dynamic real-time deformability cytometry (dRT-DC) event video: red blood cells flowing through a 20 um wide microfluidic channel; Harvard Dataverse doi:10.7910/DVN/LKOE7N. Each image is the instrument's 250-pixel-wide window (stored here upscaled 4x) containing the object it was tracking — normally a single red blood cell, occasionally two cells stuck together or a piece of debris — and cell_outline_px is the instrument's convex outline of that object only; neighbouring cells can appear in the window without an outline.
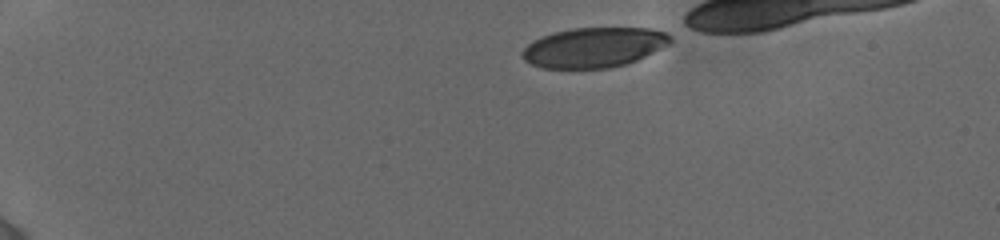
{"species": "human", "species_latin": "Homo sapiens", "temperature_condition": "cold", "stored_images_in_passage": 9, "segment_of_instrument_passage": [1, 2], "camera_frame_rate_fps": 3000, "um_per_image_px": 0.085, "donor": {"sex": "female"}, "frame": {"image": 1, "passage_image": 1, "time_ms": 0.0, "image_size_px": [1000, 240], "cell_outline_px": [[672, 40], [668, 44], [628, 64], [608, 68], [544, 68], [532, 64], [524, 60], [520, 56], [520, 52], [532, 40], [552, 32], [572, 28], [652, 28], [664, 32], [672, 36]], "centroid_in_image_um": [50.44, 4.02], "position_along_channel_um": 34.6, "area_um2": 34.51}}
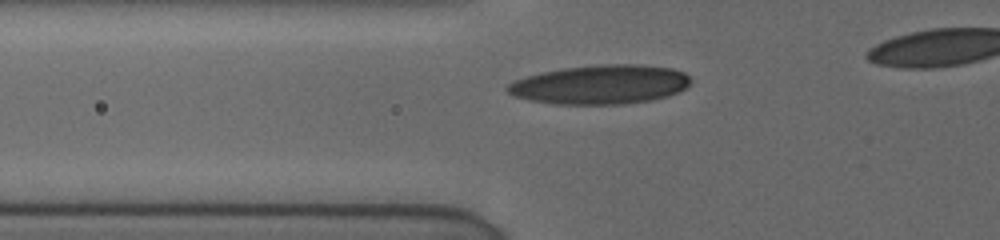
{"frame": {"image": 2, "passage_image": 7, "time_ms": 3.333, "image_size_px": [1000, 240], "cell_outline_px": [[692, 80], [680, 92], [668, 96], [652, 100], [624, 104], [556, 104], [528, 100], [516, 96], [508, 92], [504, 88], [512, 80], [524, 76], [540, 72], [564, 68], [600, 64], [640, 64], [672, 68], [684, 72]], "centroid_in_image_um": [51.01, 7.18], "position_along_channel_um": 74.8, "area_um2": 42.14}}